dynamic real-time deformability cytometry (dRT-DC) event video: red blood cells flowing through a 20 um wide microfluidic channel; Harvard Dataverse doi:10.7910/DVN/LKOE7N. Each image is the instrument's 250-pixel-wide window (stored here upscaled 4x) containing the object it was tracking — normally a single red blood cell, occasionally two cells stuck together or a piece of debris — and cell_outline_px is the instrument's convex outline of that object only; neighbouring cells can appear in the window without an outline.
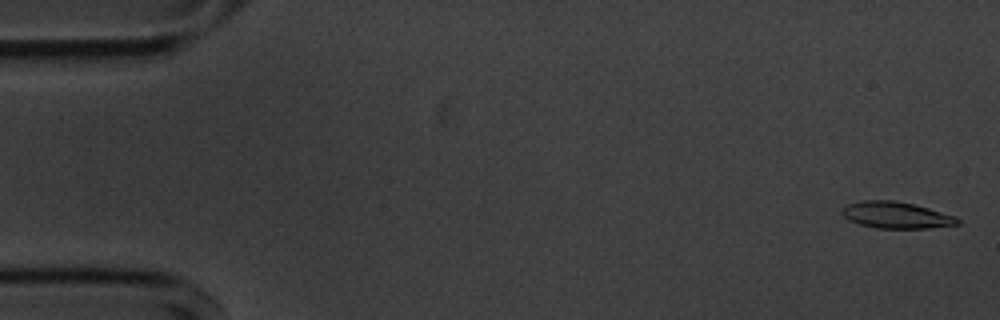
{"species": "common noctule bat (a hibernating species)", "species_latin": "Nyctalus noctula", "temperature_condition": "cold", "stored_images_in_passage": 56, "camera_frame_rate_fps": 3000, "um_per_image_px": 0.085, "animal": {"sex": "male", "body_mass_g": 20.1, "forearm_length_mm": 53.5}, "frame": {"image": 1, "passage_image": 2, "time_ms": 0.333, "image_size_px": [1000, 320], "cell_outline_px": [[960, 224], [928, 228], [876, 228], [860, 224], [848, 220], [840, 212], [840, 208], [848, 204], [864, 200], [892, 200], [912, 204], [928, 208], [956, 216], [960, 220]], "centroid_in_image_um": [76.15, 18.28], "position_along_channel_um": 8.8, "area_um2": 17.86}}
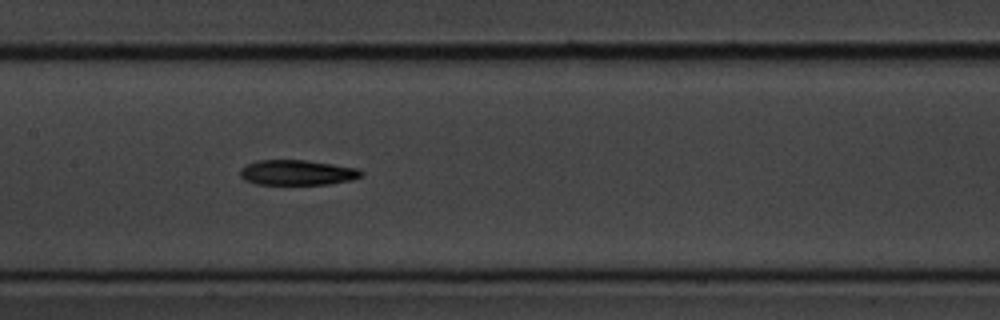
{"frame": {"image": 2, "passage_image": 27, "time_ms": 8.667, "image_size_px": [1000, 320], "cell_outline_px": [[364, 172], [360, 176], [352, 180], [328, 184], [256, 184], [244, 180], [240, 176], [240, 168], [256, 160], [304, 160], [332, 164], [356, 168]], "centroid_in_image_um": [25.23, 14.67], "position_along_channel_um": 182.2, "area_um2": 17.69}}
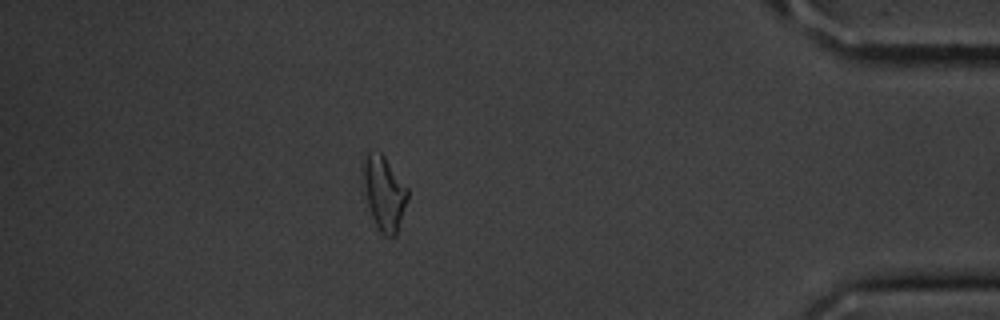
{"frame": {"image": 3, "passage_image": 49, "time_ms": 16.0, "image_size_px": [1000, 320], "cell_outline_px": [[408, 200], [396, 236], [384, 236], [380, 232], [372, 216], [368, 204], [360, 168], [360, 164], [368, 152], [380, 152], [384, 156], [408, 188]], "centroid_in_image_um": [32.64, 16.39], "position_along_channel_um": 402.6, "area_um2": 19.31}, "authors_computed_cell_mechanics": {"area_um2": 18.4093, "velocity_mm_per_s": 3.5999, "shape_relaxation_time_tau1_ms": 9.4973, "shape_relaxation_time_tau2_ms": null, "deformation_change_tau1": 0.2134, "deformation_change_tau2": null}}